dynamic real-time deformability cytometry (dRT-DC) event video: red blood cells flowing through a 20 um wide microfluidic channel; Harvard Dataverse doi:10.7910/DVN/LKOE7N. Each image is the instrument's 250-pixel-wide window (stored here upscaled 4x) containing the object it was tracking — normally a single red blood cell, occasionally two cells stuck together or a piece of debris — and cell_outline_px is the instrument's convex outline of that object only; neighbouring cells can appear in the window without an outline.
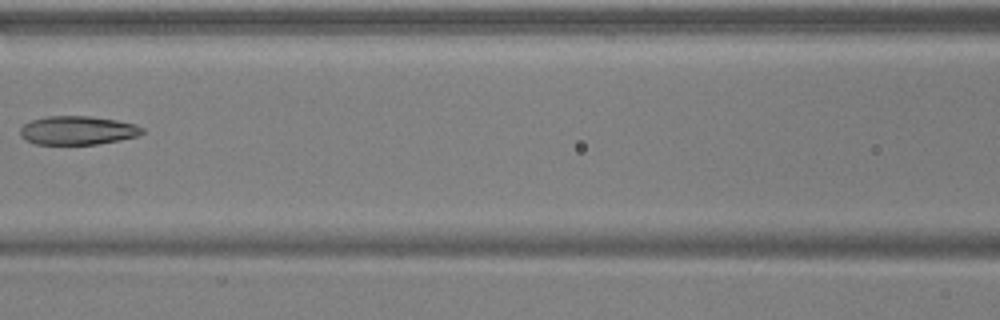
{"species": "common noctule bat (a hibernating species)", "species_latin": "Nyctalus noctula", "temperature_condition": "warm", "stored_images_in_passage": 8, "camera_frame_rate_fps": 3000, "um_per_image_px": 0.085, "animal": {"sex": "male", "body_mass_g": 17.9, "forearm_length_mm": 54.2}, "frame": {"image": 1, "passage_image": 7, "time_ms": 2.0, "image_size_px": [1000, 320], "cell_outline_px": [[144, 132], [136, 136], [120, 140], [96, 144], [36, 144], [24, 140], [20, 136], [20, 128], [24, 124], [32, 120], [48, 116], [88, 116], [116, 120], [136, 124], [144, 128]], "centroid_in_image_um": [6.58, 11.08], "position_along_channel_um": 160.0, "area_um2": 20.4}}
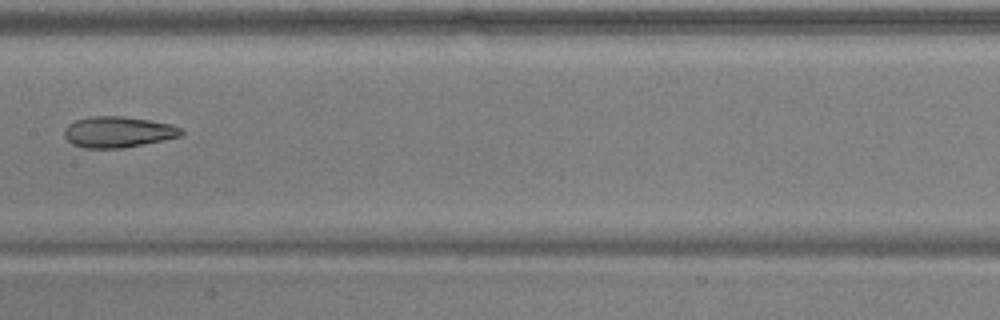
{"frame": {"image": 2, "passage_image": 8, "time_ms": 2.333, "image_size_px": [1000, 320], "cell_outline_px": [[184, 132], [180, 136], [164, 140], [120, 148], [84, 148], [72, 144], [64, 136], [64, 128], [68, 124], [76, 120], [88, 116], [120, 116], [148, 120], [172, 124], [184, 128]], "centroid_in_image_um": [10.03, 11.21], "position_along_channel_um": 197.4, "area_um2": 21.15}}